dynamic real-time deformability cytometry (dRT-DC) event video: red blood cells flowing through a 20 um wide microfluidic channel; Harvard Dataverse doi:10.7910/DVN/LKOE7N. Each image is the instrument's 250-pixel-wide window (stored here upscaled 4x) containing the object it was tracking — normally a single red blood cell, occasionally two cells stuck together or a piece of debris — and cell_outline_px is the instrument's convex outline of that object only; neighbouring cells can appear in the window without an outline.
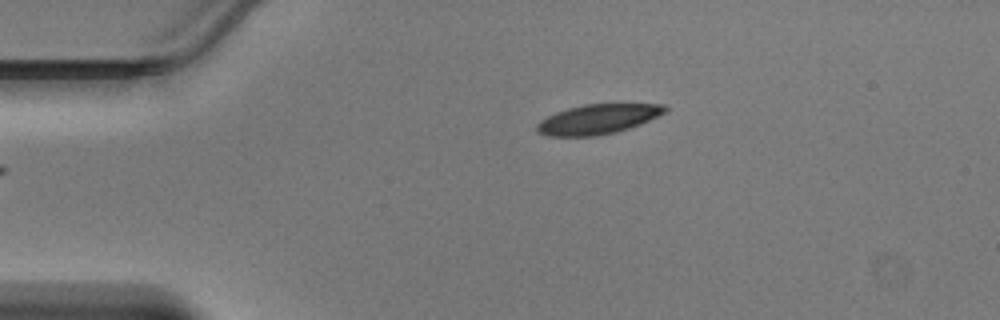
{"species": "Egyptian fruit bat (a non-hibernating species)", "species_latin": "Rousettus aegyptiacus", "temperature_condition": "warm", "stored_images_in_passage": 38, "camera_frame_rate_fps": 3000, "um_per_image_px": 0.085, "animal": {"sex": "male"}, "frame": {"image": 1, "passage_image": 1, "time_ms": 0.0, "image_size_px": [1000, 320], "cell_outline_px": [[668, 112], [640, 124], [616, 132], [592, 136], [548, 136], [536, 132], [536, 124], [540, 120], [556, 112], [568, 108], [584, 104], [664, 104], [668, 108]], "centroid_in_image_um": [50.82, 10.12], "position_along_channel_um": 34.2, "area_um2": 22.25}}
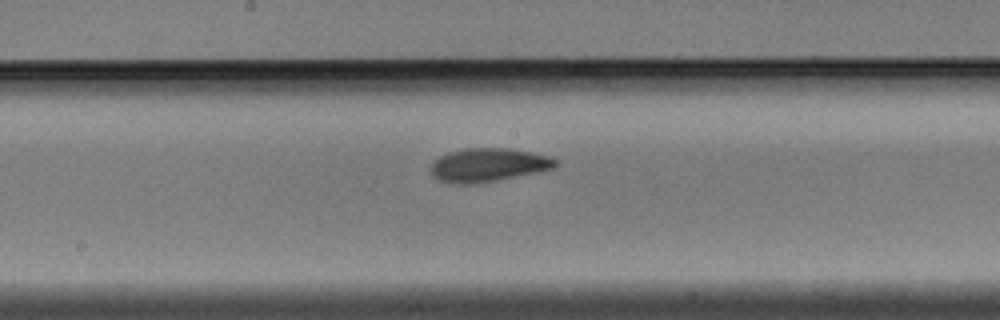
{"frame": {"image": 2, "passage_image": 16, "time_ms": 5.0, "image_size_px": [1000, 320], "cell_outline_px": [[556, 164], [552, 168], [540, 172], [476, 184], [460, 184], [440, 180], [432, 176], [432, 160], [448, 152], [468, 148], [508, 148], [532, 152], [548, 156], [556, 160]], "centroid_in_image_um": [41.49, 14.02], "position_along_channel_um": 206.7, "area_um2": 24.28}}
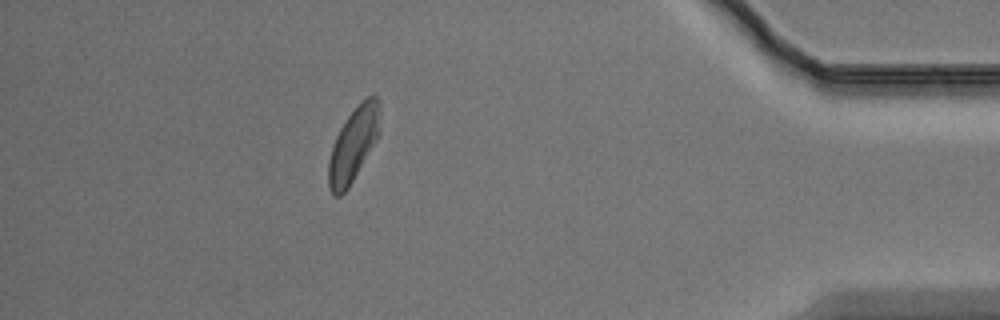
{"frame": {"image": 3, "passage_image": 33, "time_ms": 10.667, "image_size_px": [1000, 320], "cell_outline_px": [[380, 132], [348, 188], [340, 196], [332, 196], [328, 188], [328, 160], [332, 144], [340, 128], [348, 116], [368, 96], [376, 96], [380, 100]], "centroid_in_image_um": [30.02, 12.3], "position_along_channel_um": 405.2, "area_um2": 21.96}}